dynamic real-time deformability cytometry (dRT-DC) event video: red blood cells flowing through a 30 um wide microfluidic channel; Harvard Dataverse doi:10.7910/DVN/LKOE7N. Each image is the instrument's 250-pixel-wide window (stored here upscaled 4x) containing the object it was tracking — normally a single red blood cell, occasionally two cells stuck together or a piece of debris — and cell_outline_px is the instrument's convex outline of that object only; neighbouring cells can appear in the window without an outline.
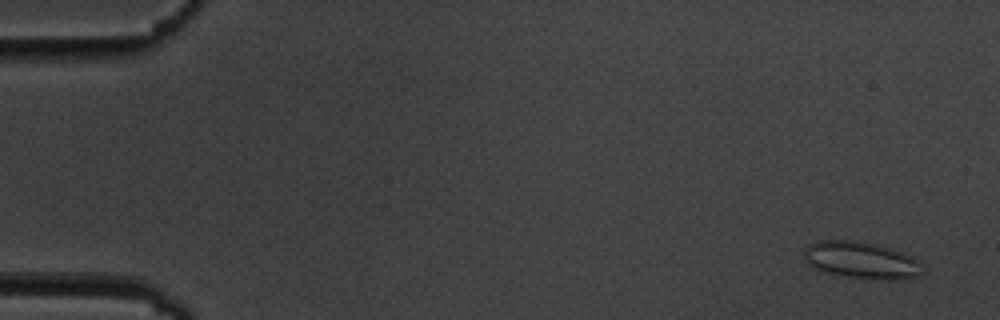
{"species": "common noctule bat (a hibernating species)", "species_latin": "Nyctalus noctula", "temperature_condition": "cold", "stored_images_in_passage": 5, "camera_frame_rate_fps": 3000, "um_per_image_px": 0.085, "animal": {"sex": "male", "body_mass_g": 19.5, "forearm_length_mm": 54.6}, "frame": {"image": 1, "passage_image": 1, "time_ms": 0.0, "image_size_px": [1000, 320], "cell_outline_px": [[920, 272], [916, 276], [888, 280], [848, 276], [828, 272], [816, 268], [804, 256], [804, 248], [808, 244], [816, 240], [856, 240], [876, 244], [912, 256], [920, 260]], "centroid_in_image_um": [73.19, 22.08], "position_along_channel_um": 11.8, "area_um2": 24.85}}
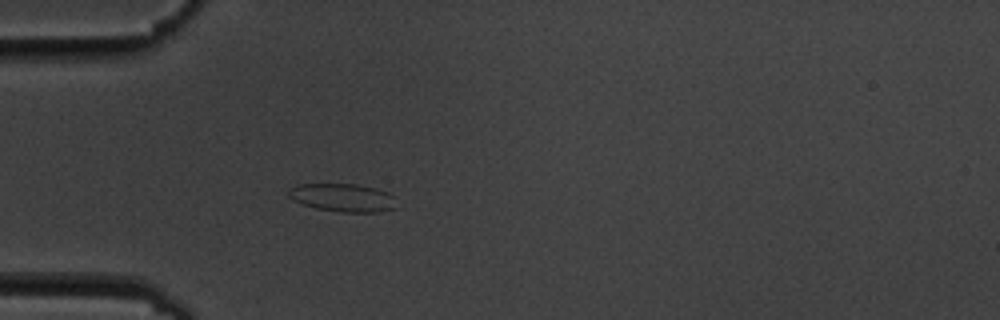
{"frame": {"image": 2, "passage_image": 5, "time_ms": 4.667, "image_size_px": [1000, 320], "cell_outline_px": [[396, 208], [376, 212], [340, 212], [316, 208], [292, 200], [288, 196], [288, 188], [300, 184], [356, 184], [376, 188], [388, 192], [396, 196]], "centroid_in_image_um": [29.16, 16.79], "position_along_channel_um": 55.8, "area_um2": 17.86}}